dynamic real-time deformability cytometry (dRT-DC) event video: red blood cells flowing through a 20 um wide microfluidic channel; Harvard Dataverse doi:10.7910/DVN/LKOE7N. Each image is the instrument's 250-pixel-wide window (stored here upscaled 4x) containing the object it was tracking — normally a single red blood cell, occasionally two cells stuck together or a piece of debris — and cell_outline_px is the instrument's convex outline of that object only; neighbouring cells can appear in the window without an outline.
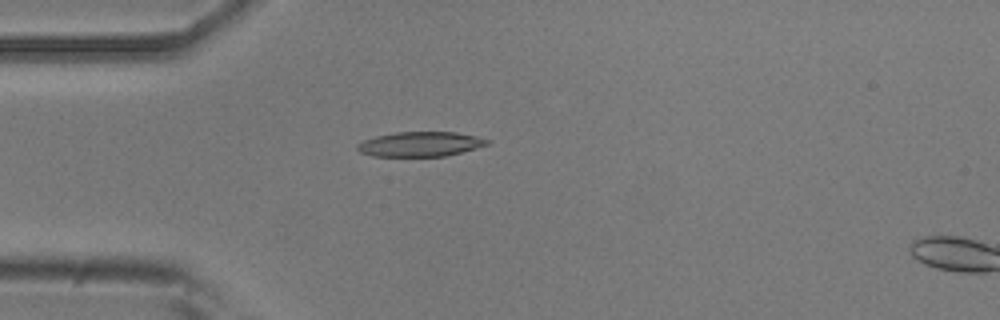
{"species": "common noctule bat (a hibernating species)", "species_latin": "Nyctalus noctula", "temperature_condition": "room temperature", "stored_images_in_passage": 16, "camera_frame_rate_fps": 3000, "um_per_image_px": 0.085, "animal": {"sex": "male", "body_mass_g": 20.5, "forearm_length_mm": 52.5}, "frame": {"image": 1, "passage_image": 14, "time_ms": 4.333, "image_size_px": [1000, 320], "cell_outline_px": [[488, 144], [476, 148], [444, 156], [372, 156], [360, 152], [356, 148], [356, 144], [364, 140], [376, 136], [396, 132], [456, 132], [476, 136], [488, 140]], "centroid_in_image_um": [35.68, 12.25], "position_along_channel_um": 49.3, "area_um2": 18.55}}